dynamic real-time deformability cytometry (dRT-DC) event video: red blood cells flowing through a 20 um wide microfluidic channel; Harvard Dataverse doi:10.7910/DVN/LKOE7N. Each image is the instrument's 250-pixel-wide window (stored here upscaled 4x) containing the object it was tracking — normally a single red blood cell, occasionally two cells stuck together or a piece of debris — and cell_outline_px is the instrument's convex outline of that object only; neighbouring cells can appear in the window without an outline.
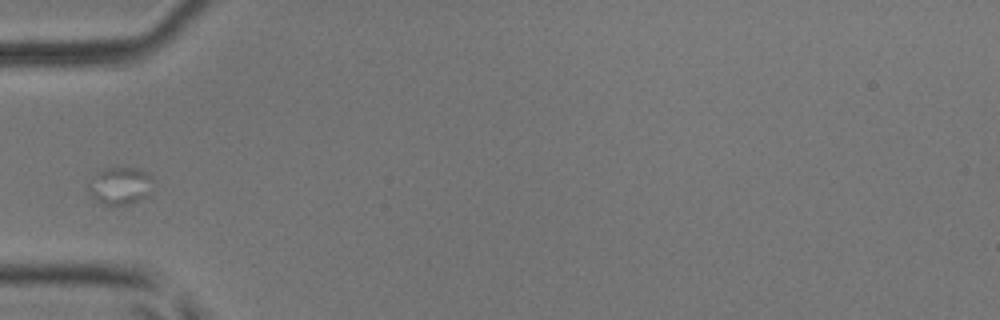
{"species": "common noctule bat (a hibernating species)", "species_latin": "Nyctalus noctula", "temperature_condition": "room temperature", "stored_images_in_passage": 6, "camera_frame_rate_fps": 3000, "um_per_image_px": 0.085, "animal": {"sex": "male", "body_mass_g": 17.9, "forearm_length_mm": 54.2}, "frame": {"image": 1, "passage_image": 5, "time_ms": 1.333, "image_size_px": [1000, 320], "cell_outline_px": [[152, 176], [148, 196], [128, 204], [104, 204], [92, 196], [92, 188], [100, 172], [108, 168], [140, 168], [148, 172]], "centroid_in_image_um": [10.35, 15.78], "position_along_channel_um": 74.7, "area_um2": 13.06}}
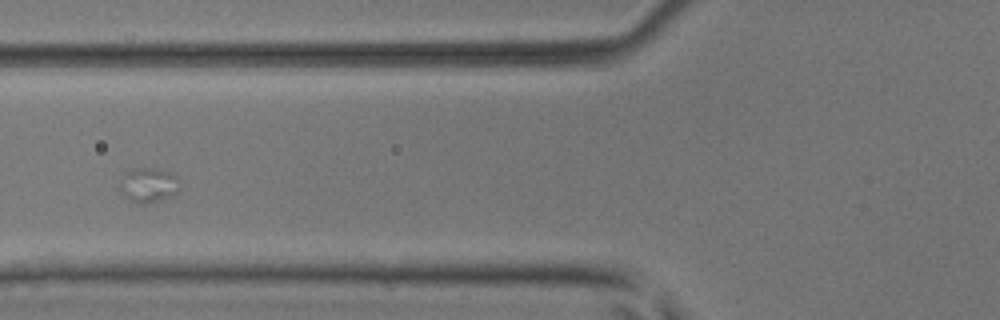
{"frame": {"image": 2, "passage_image": 6, "time_ms": 1.667, "image_size_px": [1000, 320], "cell_outline_px": [[180, 192], [172, 196], [160, 200], [144, 204], [140, 204], [128, 200], [120, 192], [120, 184], [136, 168], [152, 168], [168, 172], [176, 176]], "centroid_in_image_um": [12.67, 15.79], "position_along_channel_um": 113.1, "area_um2": 11.68}}